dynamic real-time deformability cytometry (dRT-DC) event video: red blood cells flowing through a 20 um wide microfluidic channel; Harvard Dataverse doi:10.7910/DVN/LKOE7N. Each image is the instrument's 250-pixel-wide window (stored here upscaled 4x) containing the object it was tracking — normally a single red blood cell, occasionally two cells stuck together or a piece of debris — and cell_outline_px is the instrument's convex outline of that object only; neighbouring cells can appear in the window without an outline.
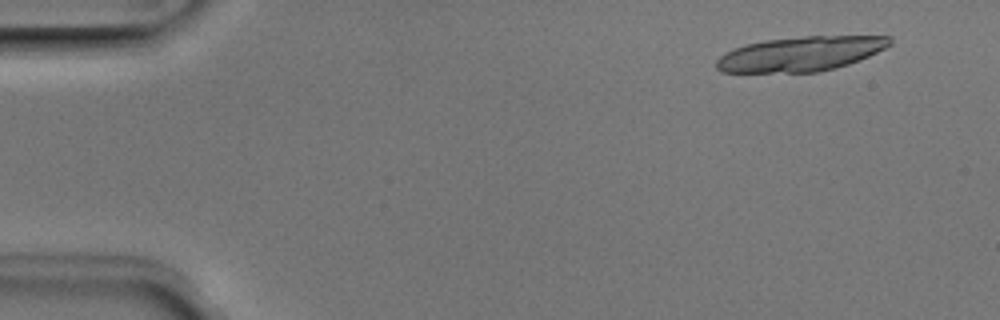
{"species": "Egyptian fruit bat (a non-hibernating species)", "species_latin": "Rousettus aegyptiacus", "temperature_condition": "room temperature", "stored_images_in_passage": 6, "camera_frame_rate_fps": 3000, "um_per_image_px": 0.085, "animal": {"sex": "male"}, "frame": {"image": 1, "passage_image": 2, "time_ms": 0.333, "image_size_px": [1000, 320], "cell_outline_px": [[892, 44], [868, 56], [848, 64], [836, 68], [820, 72], [720, 72], [716, 68], [716, 60], [720, 56], [736, 48], [748, 44], [764, 40], [804, 36], [892, 36]], "centroid_in_image_um": [68.07, 4.58], "position_along_channel_um": 16.9, "area_um2": 34.8}}